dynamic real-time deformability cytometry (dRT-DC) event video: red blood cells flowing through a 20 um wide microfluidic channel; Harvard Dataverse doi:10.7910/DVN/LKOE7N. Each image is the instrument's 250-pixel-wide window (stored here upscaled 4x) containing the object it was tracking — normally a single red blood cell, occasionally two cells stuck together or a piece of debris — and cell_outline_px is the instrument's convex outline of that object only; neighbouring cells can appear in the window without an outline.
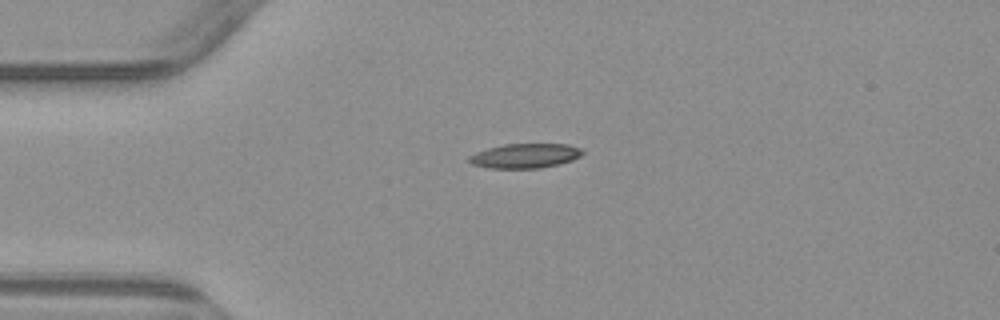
{"species": "common noctule bat (a hibernating species)", "species_latin": "Nyctalus noctula", "temperature_condition": "warm", "stored_images_in_passage": 2, "camera_frame_rate_fps": 3000, "um_per_image_px": 0.085, "animal": {"sex": "male", "body_mass_g": 23.1, "forearm_length_mm": 52.7}, "frame": {"image": 1, "passage_image": 1, "time_ms": 0.0, "image_size_px": [1000, 320], "cell_outline_px": [[584, 152], [580, 156], [572, 160], [560, 164], [540, 168], [488, 168], [472, 164], [468, 160], [468, 156], [476, 152], [488, 148], [504, 144], [568, 144], [580, 148]], "centroid_in_image_um": [44.63, 13.24], "position_along_channel_um": 40.4, "area_um2": 16.24}}